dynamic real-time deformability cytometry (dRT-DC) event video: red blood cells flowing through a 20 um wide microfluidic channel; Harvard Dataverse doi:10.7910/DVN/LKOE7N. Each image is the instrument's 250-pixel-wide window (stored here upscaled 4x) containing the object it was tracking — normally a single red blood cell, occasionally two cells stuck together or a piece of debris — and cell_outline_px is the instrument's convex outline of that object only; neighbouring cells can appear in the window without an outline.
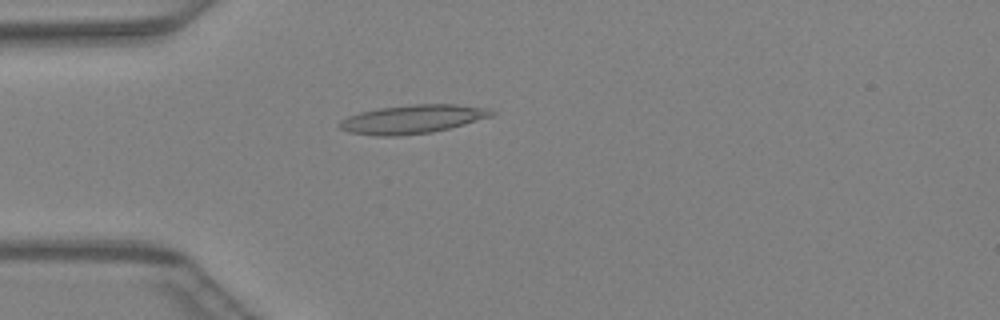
{"species": "Egyptian fruit bat (a non-hibernating species)", "species_latin": "Rousettus aegyptiacus", "temperature_condition": "warm", "stored_images_in_passage": 38, "camera_frame_rate_fps": 3000, "um_per_image_px": 0.085, "animal": {"sex": "female"}, "frame": {"image": 1, "passage_image": 9, "time_ms": 2.667, "image_size_px": [1000, 320], "cell_outline_px": [[496, 112], [492, 116], [464, 124], [432, 132], [400, 136], [376, 136], [348, 132], [340, 128], [336, 124], [340, 120], [348, 116], [360, 112], [380, 108], [412, 104], [456, 104], [488, 108]], "centroid_in_image_um": [35.03, 10.13], "position_along_channel_um": 50.0, "area_um2": 25.43}}
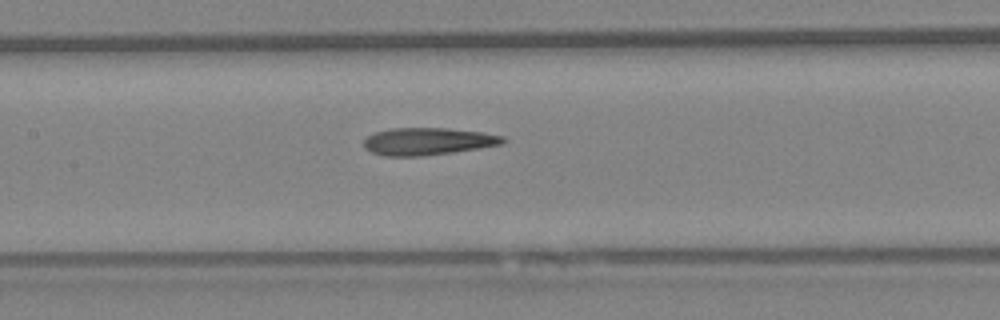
{"frame": {"image": 2, "passage_image": 18, "time_ms": 5.667, "image_size_px": [1000, 320], "cell_outline_px": [[508, 140], [500, 144], [452, 152], [424, 156], [384, 156], [372, 152], [364, 148], [364, 140], [368, 136], [376, 132], [392, 128], [448, 128], [484, 132], [504, 136]], "centroid_in_image_um": [36.36, 12.01], "position_along_channel_um": 171.0, "area_um2": 22.08}}
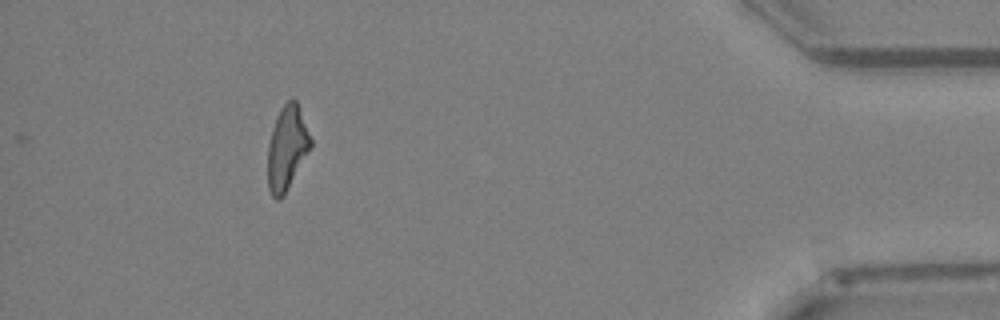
{"frame": {"image": 3, "passage_image": 38, "time_ms": 12.333, "image_size_px": [1000, 320], "cell_outline_px": [[312, 144], [308, 152], [284, 196], [280, 200], [276, 200], [272, 196], [268, 188], [268, 144], [272, 128], [276, 116], [280, 108], [292, 96], [296, 100], [300, 108], [312, 140]], "centroid_in_image_um": [24.38, 12.56], "position_along_channel_um": 410.8, "area_um2": 21.1}}